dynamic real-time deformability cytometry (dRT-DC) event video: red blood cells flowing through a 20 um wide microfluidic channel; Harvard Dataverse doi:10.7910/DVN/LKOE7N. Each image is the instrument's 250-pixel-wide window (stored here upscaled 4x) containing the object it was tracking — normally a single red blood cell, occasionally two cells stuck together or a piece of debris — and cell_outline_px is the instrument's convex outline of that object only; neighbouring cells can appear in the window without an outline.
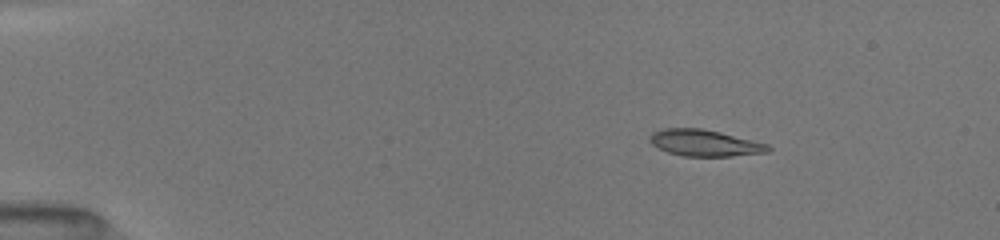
{"species": "common noctule bat (a hibernating species)", "species_latin": "Nyctalus noctula", "temperature_condition": "room temperature", "stored_images_in_passage": 20, "camera_frame_rate_fps": 3000, "um_per_image_px": 0.085, "animal": {"sex": "female", "body_mass_g": 19.5, "forearm_length_mm": 54.1}, "frame": {"image": 1, "passage_image": 1, "time_ms": 0.0, "image_size_px": [1000, 240], "cell_outline_px": [[772, 148], [768, 152], [732, 156], [684, 156], [668, 152], [652, 144], [648, 140], [652, 132], [664, 128], [700, 128], [720, 132], [768, 144]], "centroid_in_image_um": [59.89, 12.15], "position_along_channel_um": 25.1, "area_um2": 18.15}}
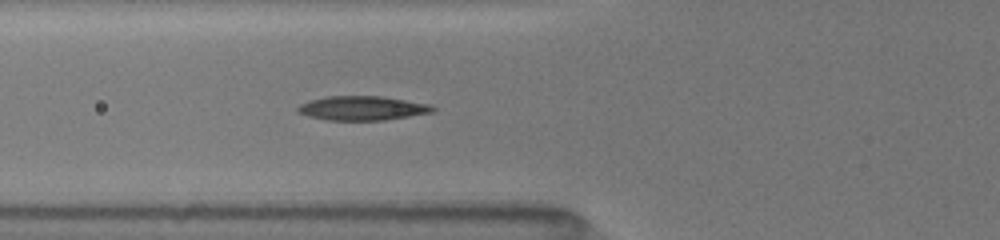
{"frame": {"image": 2, "passage_image": 12, "time_ms": 4.0, "image_size_px": [1000, 240], "cell_outline_px": [[436, 108], [432, 112], [384, 120], [328, 120], [308, 116], [296, 112], [296, 108], [300, 104], [308, 100], [328, 96], [380, 96], [432, 104]], "centroid_in_image_um": [30.77, 9.19], "position_along_channel_um": 95.0, "area_um2": 19.07}}
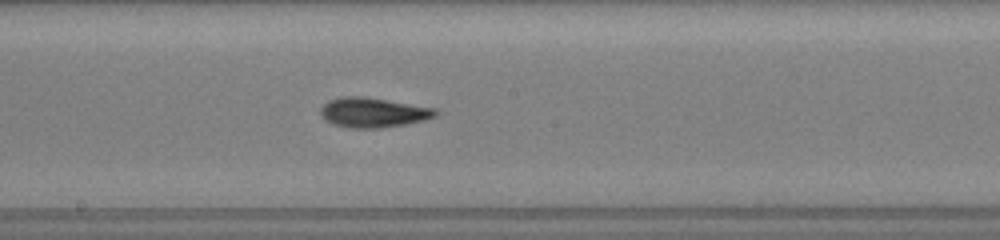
{"frame": {"image": 3, "passage_image": 20, "time_ms": 7.0, "image_size_px": [1000, 240], "cell_outline_px": [[440, 112], [436, 116], [424, 120], [404, 124], [380, 128], [348, 128], [324, 120], [320, 116], [320, 108], [328, 100], [340, 96], [364, 96], [436, 108]], "centroid_in_image_um": [31.7, 9.55], "position_along_channel_um": 216.5, "area_um2": 20.11}}